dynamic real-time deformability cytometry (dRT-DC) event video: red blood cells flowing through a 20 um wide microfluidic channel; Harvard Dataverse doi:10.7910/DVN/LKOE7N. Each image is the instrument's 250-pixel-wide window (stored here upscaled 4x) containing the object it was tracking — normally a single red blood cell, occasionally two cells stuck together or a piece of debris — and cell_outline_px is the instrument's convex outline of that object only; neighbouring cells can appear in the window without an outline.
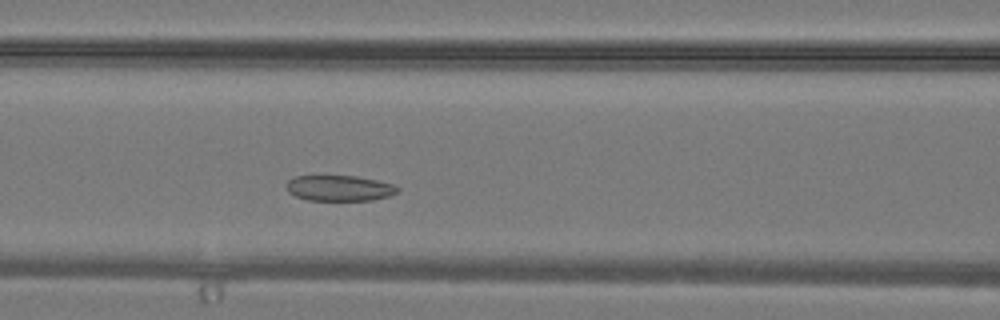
{"species": "common noctule bat (a hibernating species)", "species_latin": "Nyctalus noctula", "temperature_condition": "warm", "stored_images_in_passage": 27, "camera_frame_rate_fps": 3000, "um_per_image_px": 0.085, "animal": {"sex": "male", "body_mass_g": 19.2, "forearm_length_mm": 51.8}, "frame": {"image": 1, "passage_image": 7, "time_ms": 2.0, "image_size_px": [1000, 320], "cell_outline_px": [[400, 192], [388, 196], [372, 200], [308, 200], [296, 196], [288, 192], [288, 180], [292, 176], [356, 176], [396, 184], [400, 188]], "centroid_in_image_um": [28.9, 15.99], "position_along_channel_um": 137.7, "area_um2": 16.65}}
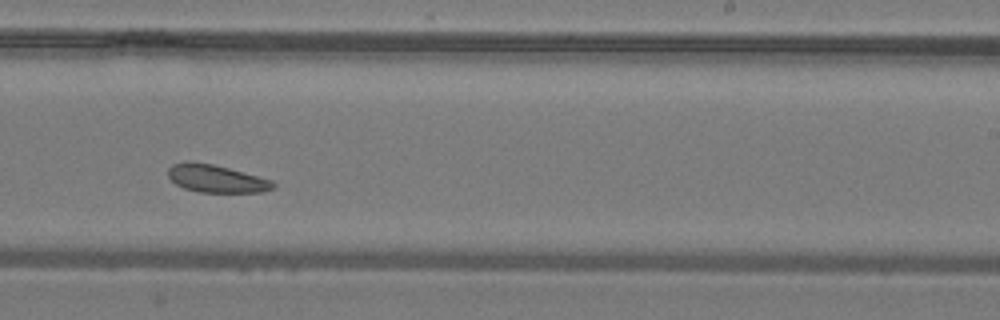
{"frame": {"image": 2, "passage_image": 14, "time_ms": 4.333, "image_size_px": [1000, 320], "cell_outline_px": [[276, 184], [272, 188], [264, 192], [200, 192], [184, 188], [176, 184], [168, 176], [168, 168], [172, 164], [192, 160], [212, 164], [228, 168], [272, 180]], "centroid_in_image_um": [18.36, 15.17], "position_along_channel_um": 270.6, "area_um2": 16.88}}
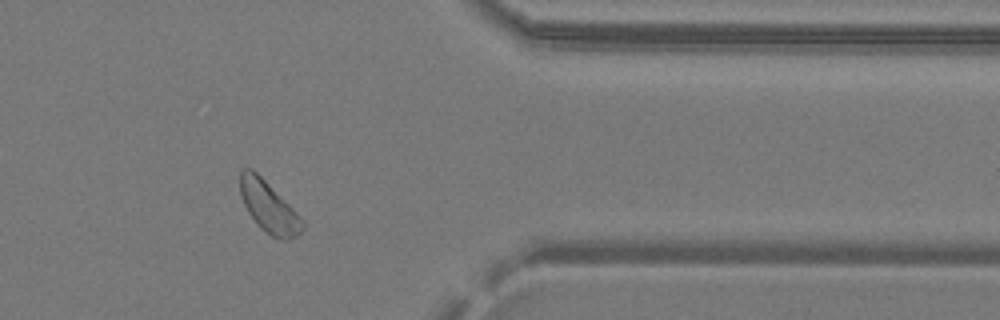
{"frame": {"image": 3, "passage_image": 21, "time_ms": 6.667, "image_size_px": [1000, 320], "cell_outline_px": [[304, 228], [296, 236], [288, 240], [272, 236], [260, 228], [256, 224], [248, 212], [240, 196], [240, 168], [252, 168], [304, 220]], "centroid_in_image_um": [22.82, 17.59], "position_along_channel_um": 388.6, "area_um2": 18.26}}